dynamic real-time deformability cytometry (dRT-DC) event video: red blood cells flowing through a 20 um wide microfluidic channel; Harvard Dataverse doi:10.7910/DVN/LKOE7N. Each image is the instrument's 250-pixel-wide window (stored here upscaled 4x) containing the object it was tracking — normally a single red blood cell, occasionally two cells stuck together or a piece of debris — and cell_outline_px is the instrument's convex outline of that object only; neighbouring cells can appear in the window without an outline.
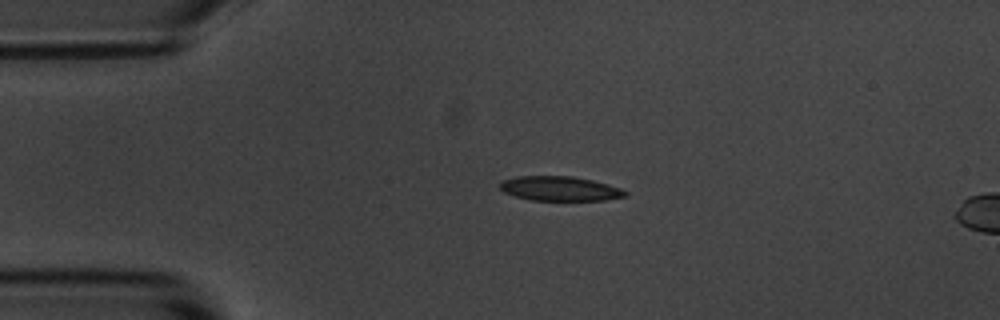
{"species": "common noctule bat (a hibernating species)", "species_latin": "Nyctalus noctula", "temperature_condition": "room temperature", "stored_images_in_passage": 5, "camera_frame_rate_fps": 3000, "um_per_image_px": 0.085, "animal": {"sex": "male", "body_mass_g": 20.1, "forearm_length_mm": 53.5}, "frame": {"image": 1, "passage_image": 1, "time_ms": 0.0, "image_size_px": [1000, 320], "cell_outline_px": [[628, 196], [604, 200], [532, 200], [516, 196], [504, 192], [500, 188], [500, 184], [504, 180], [520, 176], [572, 176], [592, 180], [608, 184], [620, 188], [628, 192]], "centroid_in_image_um": [47.63, 16.03], "position_along_channel_um": 37.4, "area_um2": 17.74}}